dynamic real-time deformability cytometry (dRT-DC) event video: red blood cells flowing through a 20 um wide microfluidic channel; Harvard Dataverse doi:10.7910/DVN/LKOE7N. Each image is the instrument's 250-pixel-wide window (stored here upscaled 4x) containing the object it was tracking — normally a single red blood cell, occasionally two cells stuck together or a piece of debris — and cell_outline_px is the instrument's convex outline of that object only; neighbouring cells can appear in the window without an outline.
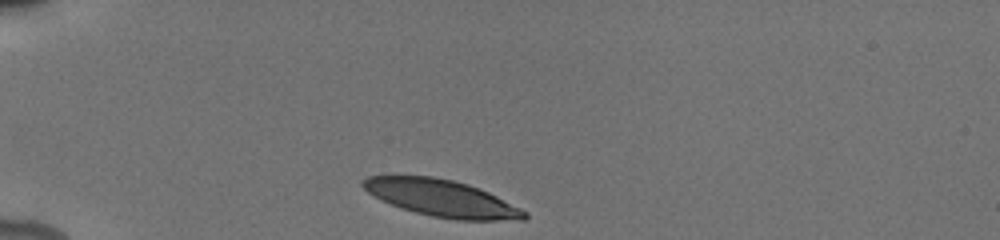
{"species": "human", "species_latin": "Homo sapiens", "temperature_condition": "cold", "stored_images_in_passage": 41, "camera_frame_rate_fps": 3000, "um_per_image_px": 0.085, "donor": {"sex": "male"}, "frame": {"image": 1, "passage_image": 1, "time_ms": 0.0, "image_size_px": [1000, 240], "cell_outline_px": [[528, 216], [524, 220], [456, 220], [432, 216], [416, 212], [380, 200], [368, 192], [360, 184], [360, 180], [368, 176], [432, 176], [452, 180], [468, 184], [488, 192], [528, 212]], "centroid_in_image_um": [37.54, 16.84], "position_along_channel_um": 47.5, "area_um2": 34.39}}
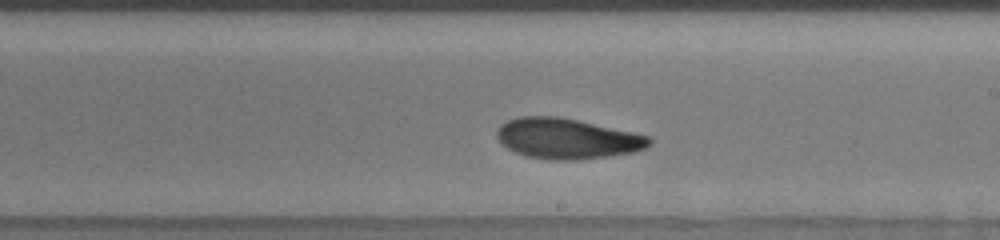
{"frame": {"image": 2, "passage_image": 26, "time_ms": 6.0, "image_size_px": [1000, 240], "cell_outline_px": [[652, 144], [644, 148], [632, 152], [608, 156], [576, 160], [548, 160], [524, 156], [508, 148], [496, 136], [496, 132], [500, 124], [508, 120], [520, 116], [556, 116], [576, 120], [632, 132], [648, 136], [652, 140]], "centroid_in_image_um": [48.17, 11.78], "position_along_channel_um": 240.8, "area_um2": 35.66}}
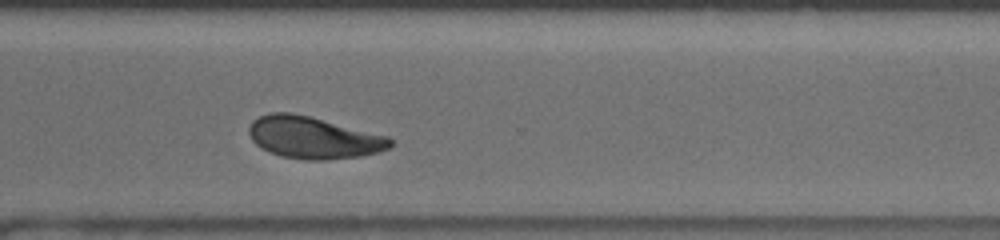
{"frame": {"image": 3, "passage_image": 33, "time_ms": 8.667, "image_size_px": [1000, 240], "cell_outline_px": [[392, 144], [388, 148], [380, 152], [360, 156], [324, 160], [308, 160], [280, 156], [268, 152], [256, 144], [252, 140], [248, 132], [248, 128], [252, 120], [268, 112], [288, 112], [308, 116], [388, 136], [392, 140]], "centroid_in_image_um": [26.6, 11.7], "position_along_channel_um": 344.0, "area_um2": 34.45}, "authors_computed_cell_mechanics": {"area_um2": 35.4892, "velocity_mm_per_s": 3.8544, "shape_relaxation_time_tau1_ms": 4.0098, "shape_relaxation_time_tau2_ms": 2.4218, "deformation_change_tau1": 0.1594, "deformation_change_tau2": 0.0846}}